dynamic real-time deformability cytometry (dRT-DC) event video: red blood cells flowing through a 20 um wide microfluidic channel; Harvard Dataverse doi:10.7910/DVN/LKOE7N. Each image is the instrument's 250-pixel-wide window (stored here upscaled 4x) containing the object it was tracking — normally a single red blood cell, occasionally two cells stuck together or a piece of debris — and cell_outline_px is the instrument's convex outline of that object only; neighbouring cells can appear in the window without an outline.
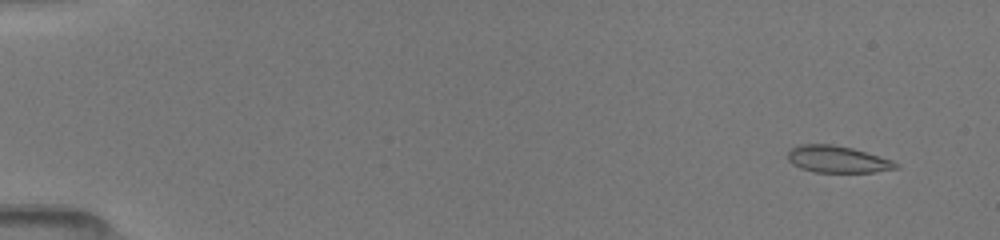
{"species": "common noctule bat (a hibernating species)", "species_latin": "Nyctalus noctula", "temperature_condition": "room temperature", "stored_images_in_passage": 51, "camera_frame_rate_fps": 3000, "um_per_image_px": 0.085, "animal": {"sex": "female", "body_mass_g": 19.5, "forearm_length_mm": 54.1}, "frame": {"image": 1, "passage_image": 4, "time_ms": 1.0, "image_size_px": [1000, 240], "cell_outline_px": [[900, 168], [872, 172], [816, 172], [800, 168], [792, 164], [788, 160], [788, 152], [792, 148], [800, 144], [832, 144], [852, 148], [892, 160], [900, 164]], "centroid_in_image_um": [71.19, 13.54], "position_along_channel_um": 13.8, "area_um2": 16.88}}
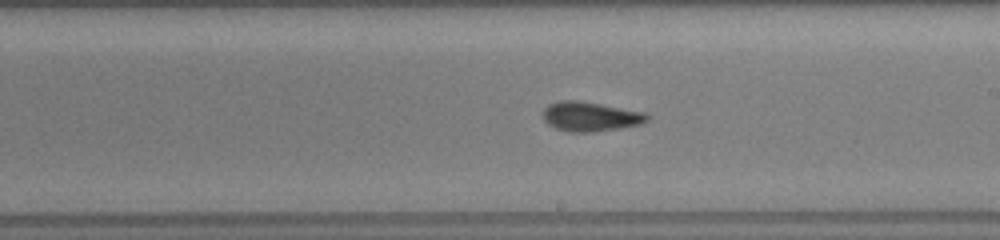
{"frame": {"image": 2, "passage_image": 31, "time_ms": 10.0, "image_size_px": [1000, 240], "cell_outline_px": [[652, 116], [648, 120], [640, 124], [620, 128], [592, 132], [568, 132], [556, 128], [548, 124], [544, 120], [540, 112], [548, 104], [560, 100], [580, 100], [644, 112]], "centroid_in_image_um": [50.15, 9.9], "position_along_channel_um": 238.9, "area_um2": 18.15}}
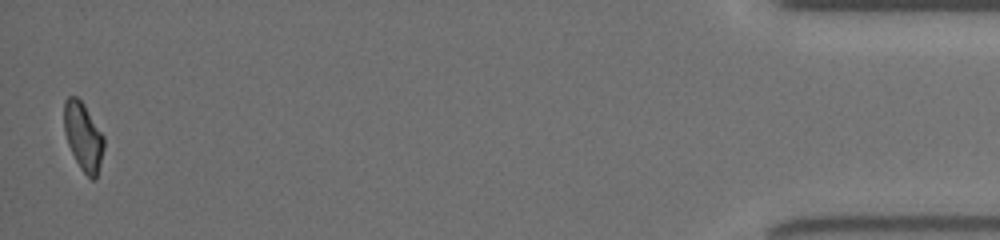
{"frame": {"image": 3, "passage_image": 51, "time_ms": 16.667, "image_size_px": [1000, 240], "cell_outline_px": [[104, 148], [96, 180], [92, 180], [80, 168], [68, 144], [64, 132], [64, 100], [68, 96], [76, 96], [84, 104], [104, 136]], "centroid_in_image_um": [7.08, 11.59], "position_along_channel_um": 428.1, "area_um2": 15.78}, "authors_computed_cell_mechanics": {"area_um2": 17.1666, "velocity_mm_per_s": 4.0568, "shape_relaxation_time_tau1_ms": 3.951, "shape_relaxation_time_tau2_ms": 1.5438, "deformation_change_tau1": 0.1283, "deformation_change_tau2": 0.0645}}